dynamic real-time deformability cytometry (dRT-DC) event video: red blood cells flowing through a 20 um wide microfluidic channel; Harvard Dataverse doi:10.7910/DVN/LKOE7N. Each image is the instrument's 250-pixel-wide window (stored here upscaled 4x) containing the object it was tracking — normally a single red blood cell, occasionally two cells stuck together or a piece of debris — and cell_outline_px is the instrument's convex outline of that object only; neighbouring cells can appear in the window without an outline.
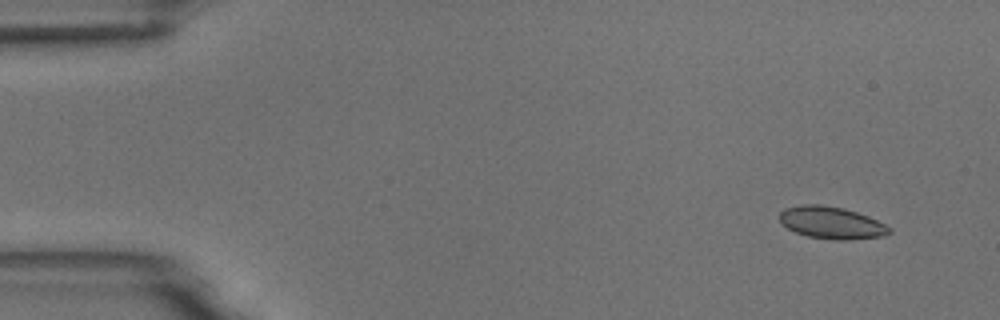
{"species": "common noctule bat (a hibernating species)", "species_latin": "Nyctalus noctula", "temperature_condition": "room temperature", "stored_images_in_passage": 5, "camera_frame_rate_fps": 3000, "um_per_image_px": 0.085, "animal": {"sex": "male", "body_mass_g": 18.8}, "frame": {"image": 1, "passage_image": 1, "time_ms": 0.0, "image_size_px": [1000, 320], "cell_outline_px": [[892, 232], [884, 236], [848, 240], [832, 240], [808, 236], [796, 232], [788, 228], [780, 220], [780, 212], [784, 208], [800, 204], [820, 204], [844, 208], [868, 216], [892, 228]], "centroid_in_image_um": [70.69, 18.93], "position_along_channel_um": 14.3, "area_um2": 20.63}}
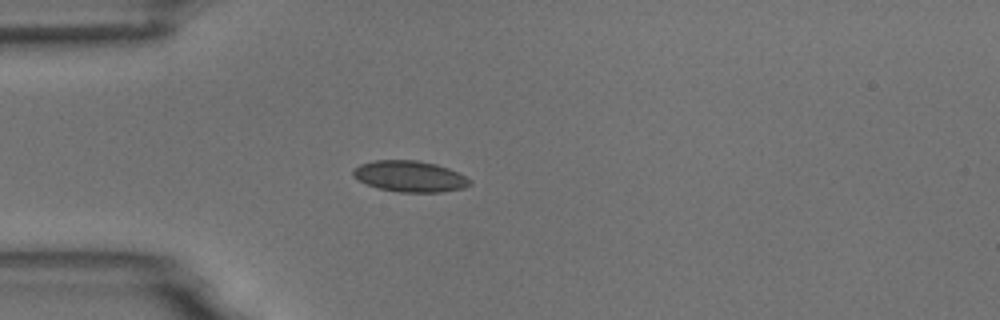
{"frame": {"image": 2, "passage_image": 4, "time_ms": 3.667, "image_size_px": [1000, 320], "cell_outline_px": [[472, 184], [464, 188], [440, 192], [400, 192], [380, 188], [368, 184], [352, 176], [352, 168], [360, 164], [376, 160], [416, 160], [436, 164], [448, 168], [472, 180]], "centroid_in_image_um": [34.84, 14.98], "position_along_channel_um": 50.2, "area_um2": 21.04}}